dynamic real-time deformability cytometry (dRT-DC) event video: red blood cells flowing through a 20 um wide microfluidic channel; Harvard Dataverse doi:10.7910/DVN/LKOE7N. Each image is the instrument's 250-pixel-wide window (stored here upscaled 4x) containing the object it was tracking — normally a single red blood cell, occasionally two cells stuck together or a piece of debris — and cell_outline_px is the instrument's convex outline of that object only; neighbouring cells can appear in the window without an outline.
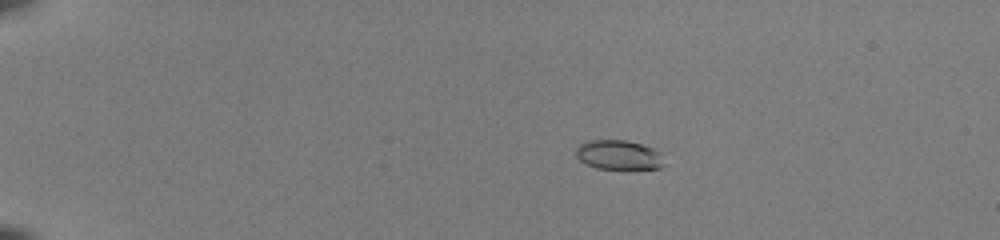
{"species": "common noctule bat (a hibernating species)", "species_latin": "Nyctalus noctula", "temperature_condition": "room temperature", "stored_images_in_passage": 46, "camera_frame_rate_fps": 3000, "um_per_image_px": 0.085, "animal": {"sex": "female", "body_mass_g": 22.0, "forearm_length_mm": 56.7}, "frame": {"image": 1, "passage_image": 5, "time_ms": 1.333, "image_size_px": [1000, 240], "cell_outline_px": [[664, 164], [660, 168], [624, 172], [596, 168], [584, 164], [576, 156], [576, 148], [580, 144], [588, 140], [628, 140], [652, 148], [660, 152]], "centroid_in_image_um": [52.59, 13.23], "position_along_channel_um": 32.4, "area_um2": 15.95}}
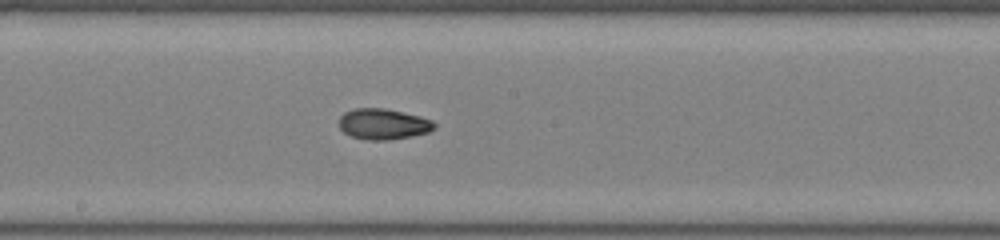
{"frame": {"image": 2, "passage_image": 25, "time_ms": 8.0, "image_size_px": [1000, 240], "cell_outline_px": [[436, 128], [428, 132], [412, 136], [388, 140], [364, 140], [352, 136], [344, 132], [340, 128], [340, 116], [344, 112], [356, 108], [384, 108], [420, 116], [432, 120], [436, 124]], "centroid_in_image_um": [32.59, 10.55], "position_along_channel_um": 215.6, "area_um2": 17.11}}
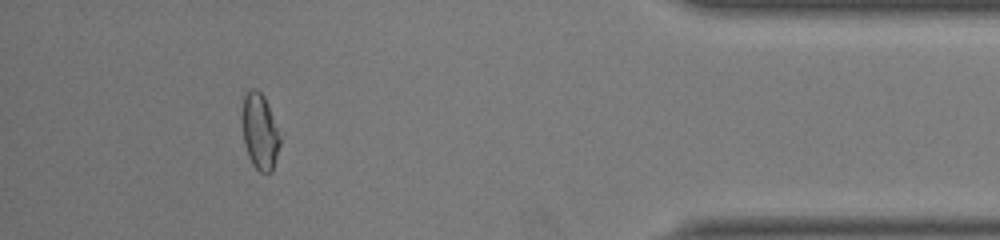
{"frame": {"image": 3, "passage_image": 42, "time_ms": 13.667, "image_size_px": [1000, 240], "cell_outline_px": [[280, 144], [272, 172], [260, 172], [252, 164], [248, 156], [244, 144], [240, 116], [244, 96], [248, 88], [256, 88], [264, 96], [280, 136]], "centroid_in_image_um": [22.04, 11.16], "position_along_channel_um": 413.2, "area_um2": 16.94}, "authors_computed_cell_mechanics": {"area_um2": 16.762, "velocity_mm_per_s": 4.1156, "shape_relaxation_time_tau1_ms": null, "shape_relaxation_time_tau2_ms": 2.2813, "deformation_change_tau1": null, "deformation_change_tau2": 0.0715}}